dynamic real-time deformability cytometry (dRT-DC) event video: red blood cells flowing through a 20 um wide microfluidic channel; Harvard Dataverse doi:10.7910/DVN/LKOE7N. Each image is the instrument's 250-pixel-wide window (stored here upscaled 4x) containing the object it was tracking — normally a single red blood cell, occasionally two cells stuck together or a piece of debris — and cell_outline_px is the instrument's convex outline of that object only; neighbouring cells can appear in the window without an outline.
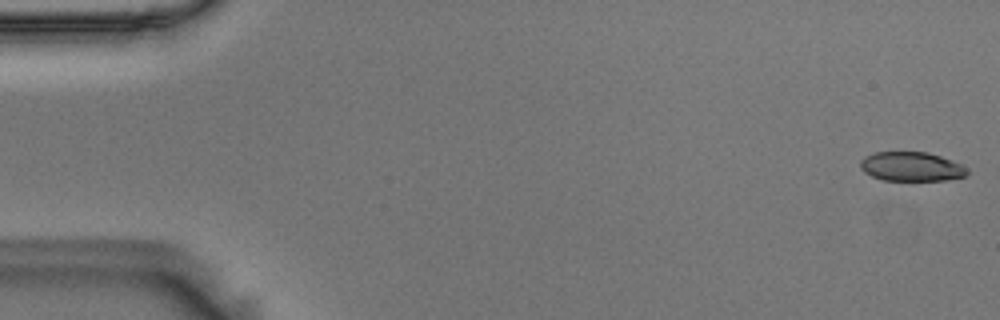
{"species": "Egyptian fruit bat (a non-hibernating species)", "species_latin": "Rousettus aegyptiacus", "temperature_condition": "room temperature", "stored_images_in_passage": 56, "camera_frame_rate_fps": 3000, "um_per_image_px": 0.085, "animal": {"sex": "male"}, "frame": {"image": 1, "passage_image": 1, "time_ms": 0.0, "image_size_px": [1000, 320], "cell_outline_px": [[968, 172], [964, 176], [944, 180], [884, 180], [872, 176], [864, 172], [860, 168], [860, 160], [864, 156], [872, 152], [928, 152], [952, 160], [968, 168]], "centroid_in_image_um": [77.43, 14.15], "position_along_channel_um": 7.6, "area_um2": 18.21}}
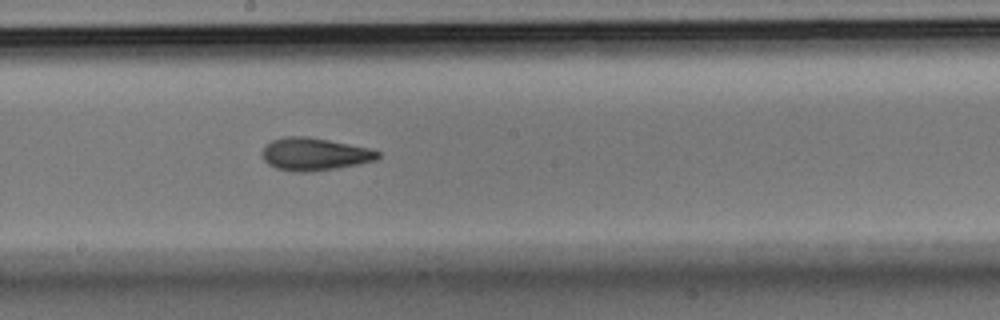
{"frame": {"image": 2, "passage_image": 30, "time_ms": 9.667, "image_size_px": [1000, 320], "cell_outline_px": [[380, 156], [376, 160], [360, 164], [336, 168], [308, 172], [292, 172], [276, 168], [268, 164], [264, 160], [260, 152], [272, 140], [284, 136], [308, 136], [368, 148], [380, 152]], "centroid_in_image_um": [26.71, 13.11], "position_along_channel_um": 221.5, "area_um2": 22.02}}
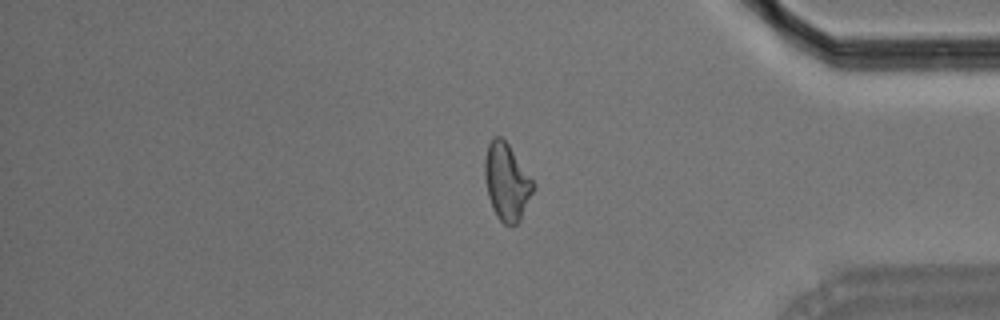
{"frame": {"image": 3, "passage_image": 46, "time_ms": 15.0, "image_size_px": [1000, 320], "cell_outline_px": [[536, 188], [520, 220], [516, 224], [504, 224], [496, 216], [492, 208], [488, 196], [484, 176], [484, 160], [488, 144], [492, 136], [500, 136], [508, 144], [536, 184]], "centroid_in_image_um": [43.07, 15.46], "position_along_channel_um": 392.1, "area_um2": 21.91}, "authors_computed_cell_mechanics": {"area_um2": 21.2126, "velocity_mm_per_s": 3.6434, "shape_relaxation_time_tau1_ms": 4.4428, "shape_relaxation_time_tau2_ms": 2.5591, "deformation_change_tau1": 0.1588, "deformation_change_tau2": 0.0863}}